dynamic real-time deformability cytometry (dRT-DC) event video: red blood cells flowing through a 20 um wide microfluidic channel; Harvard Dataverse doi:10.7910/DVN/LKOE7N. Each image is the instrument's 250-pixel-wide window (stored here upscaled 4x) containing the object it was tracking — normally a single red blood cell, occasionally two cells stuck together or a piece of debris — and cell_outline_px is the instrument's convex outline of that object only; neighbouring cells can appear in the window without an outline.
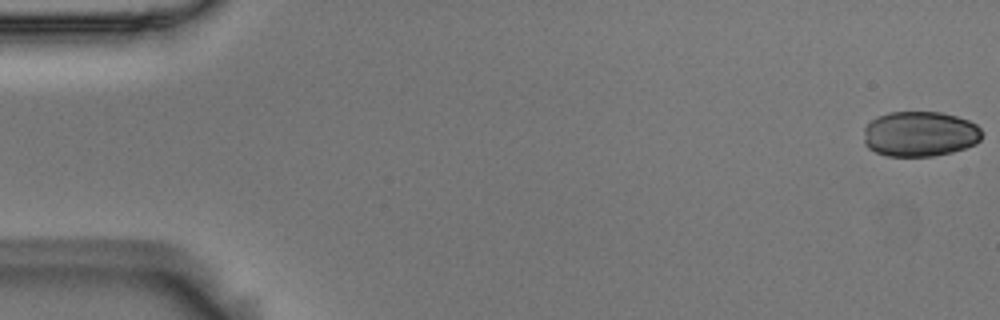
{"species": "Egyptian fruit bat (a non-hibernating species)", "species_latin": "Rousettus aegyptiacus", "temperature_condition": "room temperature", "stored_images_in_passage": 5, "camera_frame_rate_fps": 3000, "um_per_image_px": 0.085, "animal": {"sex": "male"}, "frame": {"image": 1, "passage_image": 1, "time_ms": 0.0, "image_size_px": [1000, 320], "cell_outline_px": [[980, 140], [976, 144], [952, 152], [932, 156], [888, 156], [876, 152], [868, 148], [864, 144], [864, 128], [876, 116], [888, 112], [940, 112], [956, 116], [968, 120], [976, 124], [980, 128]], "centroid_in_image_um": [78.16, 11.38], "position_along_channel_um": 6.8, "area_um2": 31.21}}
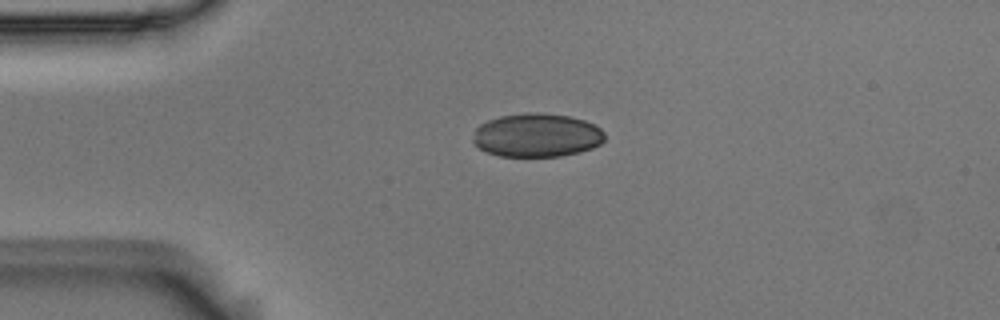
{"frame": {"image": 2, "passage_image": 4, "time_ms": 1.0, "image_size_px": [1000, 320], "cell_outline_px": [[604, 140], [600, 144], [592, 148], [580, 152], [560, 156], [500, 156], [488, 152], [480, 148], [472, 140], [476, 128], [480, 124], [488, 120], [500, 116], [528, 112], [536, 112], [568, 116], [584, 120], [596, 124], [604, 132]], "centroid_in_image_um": [45.65, 11.49], "position_along_channel_um": 39.4, "area_um2": 33.47}}